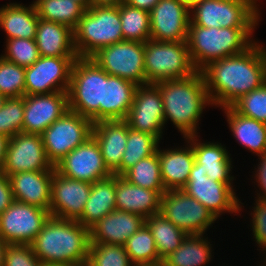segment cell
<instances>
[{
	"mask_svg": "<svg viewBox=\"0 0 266 266\" xmlns=\"http://www.w3.org/2000/svg\"><path fill=\"white\" fill-rule=\"evenodd\" d=\"M125 121L132 129L156 136L159 140L162 138L165 115L162 96L155 84L137 87Z\"/></svg>",
	"mask_w": 266,
	"mask_h": 266,
	"instance_id": "17",
	"label": "cell"
},
{
	"mask_svg": "<svg viewBox=\"0 0 266 266\" xmlns=\"http://www.w3.org/2000/svg\"><path fill=\"white\" fill-rule=\"evenodd\" d=\"M232 107L246 117L266 123V82L242 96Z\"/></svg>",
	"mask_w": 266,
	"mask_h": 266,
	"instance_id": "43",
	"label": "cell"
},
{
	"mask_svg": "<svg viewBox=\"0 0 266 266\" xmlns=\"http://www.w3.org/2000/svg\"><path fill=\"white\" fill-rule=\"evenodd\" d=\"M160 213L187 235H204L217 220L204 205L183 190H169L162 194Z\"/></svg>",
	"mask_w": 266,
	"mask_h": 266,
	"instance_id": "11",
	"label": "cell"
},
{
	"mask_svg": "<svg viewBox=\"0 0 266 266\" xmlns=\"http://www.w3.org/2000/svg\"><path fill=\"white\" fill-rule=\"evenodd\" d=\"M7 243L0 237V266H4Z\"/></svg>",
	"mask_w": 266,
	"mask_h": 266,
	"instance_id": "51",
	"label": "cell"
},
{
	"mask_svg": "<svg viewBox=\"0 0 266 266\" xmlns=\"http://www.w3.org/2000/svg\"><path fill=\"white\" fill-rule=\"evenodd\" d=\"M182 190L198 200L217 219L222 213H238L242 208L243 203L239 201L232 185L213 181L196 162L192 167L188 182Z\"/></svg>",
	"mask_w": 266,
	"mask_h": 266,
	"instance_id": "14",
	"label": "cell"
},
{
	"mask_svg": "<svg viewBox=\"0 0 266 266\" xmlns=\"http://www.w3.org/2000/svg\"><path fill=\"white\" fill-rule=\"evenodd\" d=\"M115 199V175L92 183L89 198L77 222L90 229L104 216L116 210Z\"/></svg>",
	"mask_w": 266,
	"mask_h": 266,
	"instance_id": "30",
	"label": "cell"
},
{
	"mask_svg": "<svg viewBox=\"0 0 266 266\" xmlns=\"http://www.w3.org/2000/svg\"><path fill=\"white\" fill-rule=\"evenodd\" d=\"M203 234L187 235L174 252L165 257V266H205L212 258V244Z\"/></svg>",
	"mask_w": 266,
	"mask_h": 266,
	"instance_id": "32",
	"label": "cell"
},
{
	"mask_svg": "<svg viewBox=\"0 0 266 266\" xmlns=\"http://www.w3.org/2000/svg\"><path fill=\"white\" fill-rule=\"evenodd\" d=\"M121 30L123 39L145 43L150 40V12L129 6L125 2L119 4Z\"/></svg>",
	"mask_w": 266,
	"mask_h": 266,
	"instance_id": "35",
	"label": "cell"
},
{
	"mask_svg": "<svg viewBox=\"0 0 266 266\" xmlns=\"http://www.w3.org/2000/svg\"><path fill=\"white\" fill-rule=\"evenodd\" d=\"M125 250L135 266H149L162 263L150 229L144 224L127 241Z\"/></svg>",
	"mask_w": 266,
	"mask_h": 266,
	"instance_id": "36",
	"label": "cell"
},
{
	"mask_svg": "<svg viewBox=\"0 0 266 266\" xmlns=\"http://www.w3.org/2000/svg\"><path fill=\"white\" fill-rule=\"evenodd\" d=\"M77 58L40 56L33 65L25 68V95L68 92Z\"/></svg>",
	"mask_w": 266,
	"mask_h": 266,
	"instance_id": "13",
	"label": "cell"
},
{
	"mask_svg": "<svg viewBox=\"0 0 266 266\" xmlns=\"http://www.w3.org/2000/svg\"><path fill=\"white\" fill-rule=\"evenodd\" d=\"M36 10L40 19L57 22L74 30L86 8L73 0H42Z\"/></svg>",
	"mask_w": 266,
	"mask_h": 266,
	"instance_id": "34",
	"label": "cell"
},
{
	"mask_svg": "<svg viewBox=\"0 0 266 266\" xmlns=\"http://www.w3.org/2000/svg\"><path fill=\"white\" fill-rule=\"evenodd\" d=\"M144 70L146 84L188 78L197 72L191 61L186 41L145 42Z\"/></svg>",
	"mask_w": 266,
	"mask_h": 266,
	"instance_id": "7",
	"label": "cell"
},
{
	"mask_svg": "<svg viewBox=\"0 0 266 266\" xmlns=\"http://www.w3.org/2000/svg\"><path fill=\"white\" fill-rule=\"evenodd\" d=\"M73 33L78 57H91L100 48L123 41L119 5L89 7Z\"/></svg>",
	"mask_w": 266,
	"mask_h": 266,
	"instance_id": "6",
	"label": "cell"
},
{
	"mask_svg": "<svg viewBox=\"0 0 266 266\" xmlns=\"http://www.w3.org/2000/svg\"><path fill=\"white\" fill-rule=\"evenodd\" d=\"M198 135L185 139L191 143L194 151L195 162L200 165V169L213 181L233 185L234 176H231L232 158L226 147L218 142H201ZM199 141V142H198Z\"/></svg>",
	"mask_w": 266,
	"mask_h": 266,
	"instance_id": "25",
	"label": "cell"
},
{
	"mask_svg": "<svg viewBox=\"0 0 266 266\" xmlns=\"http://www.w3.org/2000/svg\"><path fill=\"white\" fill-rule=\"evenodd\" d=\"M122 177L133 185L159 191L162 194L166 192L161 179L158 151L151 156L142 158Z\"/></svg>",
	"mask_w": 266,
	"mask_h": 266,
	"instance_id": "37",
	"label": "cell"
},
{
	"mask_svg": "<svg viewBox=\"0 0 266 266\" xmlns=\"http://www.w3.org/2000/svg\"><path fill=\"white\" fill-rule=\"evenodd\" d=\"M86 266H135L123 245L90 244Z\"/></svg>",
	"mask_w": 266,
	"mask_h": 266,
	"instance_id": "39",
	"label": "cell"
},
{
	"mask_svg": "<svg viewBox=\"0 0 266 266\" xmlns=\"http://www.w3.org/2000/svg\"><path fill=\"white\" fill-rule=\"evenodd\" d=\"M256 204L254 203V210L251 212L252 219V233L255 238L254 241L259 245L263 251H266V201L261 199H256Z\"/></svg>",
	"mask_w": 266,
	"mask_h": 266,
	"instance_id": "45",
	"label": "cell"
},
{
	"mask_svg": "<svg viewBox=\"0 0 266 266\" xmlns=\"http://www.w3.org/2000/svg\"><path fill=\"white\" fill-rule=\"evenodd\" d=\"M160 140L128 126L127 143L121 160V176L142 158L157 152Z\"/></svg>",
	"mask_w": 266,
	"mask_h": 266,
	"instance_id": "38",
	"label": "cell"
},
{
	"mask_svg": "<svg viewBox=\"0 0 266 266\" xmlns=\"http://www.w3.org/2000/svg\"><path fill=\"white\" fill-rule=\"evenodd\" d=\"M116 210L138 214L145 219L160 213L162 193L133 185L115 175Z\"/></svg>",
	"mask_w": 266,
	"mask_h": 266,
	"instance_id": "24",
	"label": "cell"
},
{
	"mask_svg": "<svg viewBox=\"0 0 266 266\" xmlns=\"http://www.w3.org/2000/svg\"><path fill=\"white\" fill-rule=\"evenodd\" d=\"M14 201L10 180L7 175L0 172V215Z\"/></svg>",
	"mask_w": 266,
	"mask_h": 266,
	"instance_id": "46",
	"label": "cell"
},
{
	"mask_svg": "<svg viewBox=\"0 0 266 266\" xmlns=\"http://www.w3.org/2000/svg\"><path fill=\"white\" fill-rule=\"evenodd\" d=\"M6 97L0 93V107L4 104Z\"/></svg>",
	"mask_w": 266,
	"mask_h": 266,
	"instance_id": "54",
	"label": "cell"
},
{
	"mask_svg": "<svg viewBox=\"0 0 266 266\" xmlns=\"http://www.w3.org/2000/svg\"><path fill=\"white\" fill-rule=\"evenodd\" d=\"M92 136L98 142L108 170L121 176V160L127 143L128 124L125 120H101L93 125Z\"/></svg>",
	"mask_w": 266,
	"mask_h": 266,
	"instance_id": "22",
	"label": "cell"
},
{
	"mask_svg": "<svg viewBox=\"0 0 266 266\" xmlns=\"http://www.w3.org/2000/svg\"><path fill=\"white\" fill-rule=\"evenodd\" d=\"M186 142L188 147L185 148L157 149L161 179L166 191L182 190L188 182L195 158L191 143L187 139Z\"/></svg>",
	"mask_w": 266,
	"mask_h": 266,
	"instance_id": "26",
	"label": "cell"
},
{
	"mask_svg": "<svg viewBox=\"0 0 266 266\" xmlns=\"http://www.w3.org/2000/svg\"><path fill=\"white\" fill-rule=\"evenodd\" d=\"M105 71L90 57H78L73 64L68 90L69 110L100 121L104 105Z\"/></svg>",
	"mask_w": 266,
	"mask_h": 266,
	"instance_id": "5",
	"label": "cell"
},
{
	"mask_svg": "<svg viewBox=\"0 0 266 266\" xmlns=\"http://www.w3.org/2000/svg\"><path fill=\"white\" fill-rule=\"evenodd\" d=\"M42 0H36V1H33L34 3L30 4V6L32 7H36Z\"/></svg>",
	"mask_w": 266,
	"mask_h": 266,
	"instance_id": "55",
	"label": "cell"
},
{
	"mask_svg": "<svg viewBox=\"0 0 266 266\" xmlns=\"http://www.w3.org/2000/svg\"><path fill=\"white\" fill-rule=\"evenodd\" d=\"M260 164H258L256 169V174L254 175L256 182L258 183V188L260 190L257 193V198L266 201V153L259 156ZM262 191V192H261ZM262 193V194H261Z\"/></svg>",
	"mask_w": 266,
	"mask_h": 266,
	"instance_id": "47",
	"label": "cell"
},
{
	"mask_svg": "<svg viewBox=\"0 0 266 266\" xmlns=\"http://www.w3.org/2000/svg\"><path fill=\"white\" fill-rule=\"evenodd\" d=\"M184 2L189 8L193 7L195 4L201 2L202 0H181Z\"/></svg>",
	"mask_w": 266,
	"mask_h": 266,
	"instance_id": "52",
	"label": "cell"
},
{
	"mask_svg": "<svg viewBox=\"0 0 266 266\" xmlns=\"http://www.w3.org/2000/svg\"><path fill=\"white\" fill-rule=\"evenodd\" d=\"M258 0H202L190 8V24L206 28L256 27Z\"/></svg>",
	"mask_w": 266,
	"mask_h": 266,
	"instance_id": "8",
	"label": "cell"
},
{
	"mask_svg": "<svg viewBox=\"0 0 266 266\" xmlns=\"http://www.w3.org/2000/svg\"><path fill=\"white\" fill-rule=\"evenodd\" d=\"M40 134L20 132L9 138L1 173L10 176L24 171L50 170Z\"/></svg>",
	"mask_w": 266,
	"mask_h": 266,
	"instance_id": "15",
	"label": "cell"
},
{
	"mask_svg": "<svg viewBox=\"0 0 266 266\" xmlns=\"http://www.w3.org/2000/svg\"><path fill=\"white\" fill-rule=\"evenodd\" d=\"M5 60L27 68L40 57L35 39L12 38L6 40Z\"/></svg>",
	"mask_w": 266,
	"mask_h": 266,
	"instance_id": "42",
	"label": "cell"
},
{
	"mask_svg": "<svg viewBox=\"0 0 266 266\" xmlns=\"http://www.w3.org/2000/svg\"><path fill=\"white\" fill-rule=\"evenodd\" d=\"M156 243L159 257L163 260L181 245L187 234L165 218L161 213L145 219Z\"/></svg>",
	"mask_w": 266,
	"mask_h": 266,
	"instance_id": "33",
	"label": "cell"
},
{
	"mask_svg": "<svg viewBox=\"0 0 266 266\" xmlns=\"http://www.w3.org/2000/svg\"><path fill=\"white\" fill-rule=\"evenodd\" d=\"M150 40L187 41L190 8L181 0H159L150 11Z\"/></svg>",
	"mask_w": 266,
	"mask_h": 266,
	"instance_id": "18",
	"label": "cell"
},
{
	"mask_svg": "<svg viewBox=\"0 0 266 266\" xmlns=\"http://www.w3.org/2000/svg\"><path fill=\"white\" fill-rule=\"evenodd\" d=\"M69 110L68 92L24 95L22 132L42 134Z\"/></svg>",
	"mask_w": 266,
	"mask_h": 266,
	"instance_id": "20",
	"label": "cell"
},
{
	"mask_svg": "<svg viewBox=\"0 0 266 266\" xmlns=\"http://www.w3.org/2000/svg\"><path fill=\"white\" fill-rule=\"evenodd\" d=\"M4 266H42L31 245L7 244Z\"/></svg>",
	"mask_w": 266,
	"mask_h": 266,
	"instance_id": "44",
	"label": "cell"
},
{
	"mask_svg": "<svg viewBox=\"0 0 266 266\" xmlns=\"http://www.w3.org/2000/svg\"><path fill=\"white\" fill-rule=\"evenodd\" d=\"M55 167L44 171H24L8 176L14 200L49 211L51 181Z\"/></svg>",
	"mask_w": 266,
	"mask_h": 266,
	"instance_id": "21",
	"label": "cell"
},
{
	"mask_svg": "<svg viewBox=\"0 0 266 266\" xmlns=\"http://www.w3.org/2000/svg\"><path fill=\"white\" fill-rule=\"evenodd\" d=\"M0 93L6 98L25 95V68L0 56Z\"/></svg>",
	"mask_w": 266,
	"mask_h": 266,
	"instance_id": "40",
	"label": "cell"
},
{
	"mask_svg": "<svg viewBox=\"0 0 266 266\" xmlns=\"http://www.w3.org/2000/svg\"><path fill=\"white\" fill-rule=\"evenodd\" d=\"M90 58L111 76L120 77L138 86L146 84L142 42L123 40L100 48Z\"/></svg>",
	"mask_w": 266,
	"mask_h": 266,
	"instance_id": "10",
	"label": "cell"
},
{
	"mask_svg": "<svg viewBox=\"0 0 266 266\" xmlns=\"http://www.w3.org/2000/svg\"><path fill=\"white\" fill-rule=\"evenodd\" d=\"M124 2L129 6L150 12L159 2V0H124Z\"/></svg>",
	"mask_w": 266,
	"mask_h": 266,
	"instance_id": "48",
	"label": "cell"
},
{
	"mask_svg": "<svg viewBox=\"0 0 266 266\" xmlns=\"http://www.w3.org/2000/svg\"><path fill=\"white\" fill-rule=\"evenodd\" d=\"M161 93L165 124L169 119L184 138L197 135L198 123L205 106H212L201 71L183 79L155 84Z\"/></svg>",
	"mask_w": 266,
	"mask_h": 266,
	"instance_id": "3",
	"label": "cell"
},
{
	"mask_svg": "<svg viewBox=\"0 0 266 266\" xmlns=\"http://www.w3.org/2000/svg\"><path fill=\"white\" fill-rule=\"evenodd\" d=\"M50 217L48 210L14 200L0 215V237L7 244L30 245Z\"/></svg>",
	"mask_w": 266,
	"mask_h": 266,
	"instance_id": "12",
	"label": "cell"
},
{
	"mask_svg": "<svg viewBox=\"0 0 266 266\" xmlns=\"http://www.w3.org/2000/svg\"><path fill=\"white\" fill-rule=\"evenodd\" d=\"M92 183L71 179L56 170L51 181V216L77 221L83 213Z\"/></svg>",
	"mask_w": 266,
	"mask_h": 266,
	"instance_id": "19",
	"label": "cell"
},
{
	"mask_svg": "<svg viewBox=\"0 0 266 266\" xmlns=\"http://www.w3.org/2000/svg\"><path fill=\"white\" fill-rule=\"evenodd\" d=\"M235 139L247 150L261 156L266 153V123L238 113L232 106L221 108Z\"/></svg>",
	"mask_w": 266,
	"mask_h": 266,
	"instance_id": "29",
	"label": "cell"
},
{
	"mask_svg": "<svg viewBox=\"0 0 266 266\" xmlns=\"http://www.w3.org/2000/svg\"><path fill=\"white\" fill-rule=\"evenodd\" d=\"M254 29L255 27L206 28L189 25L186 42L195 69L202 71L211 62L248 49L255 42L252 38Z\"/></svg>",
	"mask_w": 266,
	"mask_h": 266,
	"instance_id": "4",
	"label": "cell"
},
{
	"mask_svg": "<svg viewBox=\"0 0 266 266\" xmlns=\"http://www.w3.org/2000/svg\"><path fill=\"white\" fill-rule=\"evenodd\" d=\"M30 245L42 264L86 266L90 229L75 220L51 216Z\"/></svg>",
	"mask_w": 266,
	"mask_h": 266,
	"instance_id": "2",
	"label": "cell"
},
{
	"mask_svg": "<svg viewBox=\"0 0 266 266\" xmlns=\"http://www.w3.org/2000/svg\"><path fill=\"white\" fill-rule=\"evenodd\" d=\"M144 224L145 218L138 214L114 210L90 228V244L124 246Z\"/></svg>",
	"mask_w": 266,
	"mask_h": 266,
	"instance_id": "23",
	"label": "cell"
},
{
	"mask_svg": "<svg viewBox=\"0 0 266 266\" xmlns=\"http://www.w3.org/2000/svg\"><path fill=\"white\" fill-rule=\"evenodd\" d=\"M42 266H73V265L42 264Z\"/></svg>",
	"mask_w": 266,
	"mask_h": 266,
	"instance_id": "56",
	"label": "cell"
},
{
	"mask_svg": "<svg viewBox=\"0 0 266 266\" xmlns=\"http://www.w3.org/2000/svg\"><path fill=\"white\" fill-rule=\"evenodd\" d=\"M9 137L0 133V171L4 163Z\"/></svg>",
	"mask_w": 266,
	"mask_h": 266,
	"instance_id": "50",
	"label": "cell"
},
{
	"mask_svg": "<svg viewBox=\"0 0 266 266\" xmlns=\"http://www.w3.org/2000/svg\"><path fill=\"white\" fill-rule=\"evenodd\" d=\"M149 266H165L163 263H159V264H153V265H149Z\"/></svg>",
	"mask_w": 266,
	"mask_h": 266,
	"instance_id": "57",
	"label": "cell"
},
{
	"mask_svg": "<svg viewBox=\"0 0 266 266\" xmlns=\"http://www.w3.org/2000/svg\"><path fill=\"white\" fill-rule=\"evenodd\" d=\"M24 96L6 98L0 107V133L12 137L22 132Z\"/></svg>",
	"mask_w": 266,
	"mask_h": 266,
	"instance_id": "41",
	"label": "cell"
},
{
	"mask_svg": "<svg viewBox=\"0 0 266 266\" xmlns=\"http://www.w3.org/2000/svg\"><path fill=\"white\" fill-rule=\"evenodd\" d=\"M35 42L40 56L78 57L73 30L66 25L39 18Z\"/></svg>",
	"mask_w": 266,
	"mask_h": 266,
	"instance_id": "27",
	"label": "cell"
},
{
	"mask_svg": "<svg viewBox=\"0 0 266 266\" xmlns=\"http://www.w3.org/2000/svg\"><path fill=\"white\" fill-rule=\"evenodd\" d=\"M124 0H89V7L118 6Z\"/></svg>",
	"mask_w": 266,
	"mask_h": 266,
	"instance_id": "49",
	"label": "cell"
},
{
	"mask_svg": "<svg viewBox=\"0 0 266 266\" xmlns=\"http://www.w3.org/2000/svg\"><path fill=\"white\" fill-rule=\"evenodd\" d=\"M201 72L212 106L230 107L266 82V48L255 41L245 51L211 62Z\"/></svg>",
	"mask_w": 266,
	"mask_h": 266,
	"instance_id": "1",
	"label": "cell"
},
{
	"mask_svg": "<svg viewBox=\"0 0 266 266\" xmlns=\"http://www.w3.org/2000/svg\"><path fill=\"white\" fill-rule=\"evenodd\" d=\"M75 2H78L79 4H82L86 9L89 8V0H73Z\"/></svg>",
	"mask_w": 266,
	"mask_h": 266,
	"instance_id": "53",
	"label": "cell"
},
{
	"mask_svg": "<svg viewBox=\"0 0 266 266\" xmlns=\"http://www.w3.org/2000/svg\"><path fill=\"white\" fill-rule=\"evenodd\" d=\"M54 167L65 177L89 183L113 175L106 167L100 146L93 136L69 152Z\"/></svg>",
	"mask_w": 266,
	"mask_h": 266,
	"instance_id": "16",
	"label": "cell"
},
{
	"mask_svg": "<svg viewBox=\"0 0 266 266\" xmlns=\"http://www.w3.org/2000/svg\"><path fill=\"white\" fill-rule=\"evenodd\" d=\"M94 123L77 112L67 110L41 135L49 162L55 166L69 152L92 136Z\"/></svg>",
	"mask_w": 266,
	"mask_h": 266,
	"instance_id": "9",
	"label": "cell"
},
{
	"mask_svg": "<svg viewBox=\"0 0 266 266\" xmlns=\"http://www.w3.org/2000/svg\"><path fill=\"white\" fill-rule=\"evenodd\" d=\"M138 85L105 71L104 105H100L101 120H125Z\"/></svg>",
	"mask_w": 266,
	"mask_h": 266,
	"instance_id": "28",
	"label": "cell"
},
{
	"mask_svg": "<svg viewBox=\"0 0 266 266\" xmlns=\"http://www.w3.org/2000/svg\"><path fill=\"white\" fill-rule=\"evenodd\" d=\"M39 17L36 7L20 3H8L0 8V28L6 32V40L12 38L35 39Z\"/></svg>",
	"mask_w": 266,
	"mask_h": 266,
	"instance_id": "31",
	"label": "cell"
}]
</instances>
